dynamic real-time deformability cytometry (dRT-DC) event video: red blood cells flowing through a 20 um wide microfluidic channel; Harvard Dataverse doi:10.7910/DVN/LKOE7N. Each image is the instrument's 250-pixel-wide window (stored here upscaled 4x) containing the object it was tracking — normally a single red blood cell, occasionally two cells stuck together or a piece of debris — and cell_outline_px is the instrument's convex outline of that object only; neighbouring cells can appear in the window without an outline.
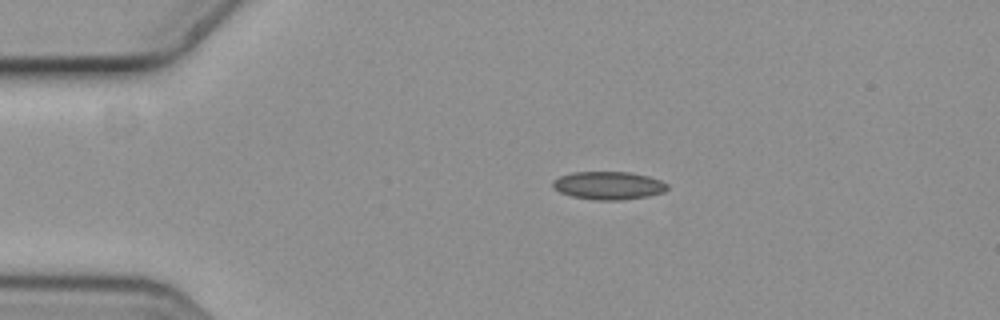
{"species": "common noctule bat (a hibernating species)", "species_latin": "Nyctalus noctula", "temperature_condition": "cold", "stored_images_in_passage": 5, "camera_frame_rate_fps": 3000, "um_per_image_px": 0.085, "animal": {"sex": "female", "body_mass_g": 19.3, "forearm_length_mm": 54.1}, "frame": {"image": 1, "passage_image": 2, "time_ms": 0.333, "image_size_px": [1000, 320], "cell_outline_px": [[668, 188], [664, 192], [648, 196], [620, 200], [596, 200], [572, 196], [560, 192], [552, 188], [552, 180], [560, 176], [572, 172], [628, 172], [648, 176], [660, 180], [668, 184]], "centroid_in_image_um": [51.7, 15.76], "position_along_channel_um": 33.3, "area_um2": 18.73}}
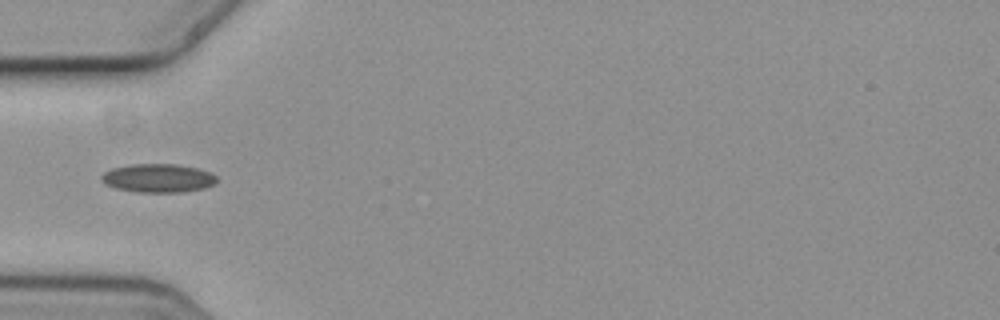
{"frame": {"image": 2, "passage_image": 4, "time_ms": 1.0, "image_size_px": [1000, 320], "cell_outline_px": [[216, 184], [204, 188], [180, 192], [136, 192], [116, 188], [104, 184], [100, 180], [100, 176], [104, 172], [112, 168], [132, 164], [176, 164], [196, 168], [208, 172], [216, 176]], "centroid_in_image_um": [13.4, 15.14], "position_along_channel_um": 71.6, "area_um2": 19.19}}
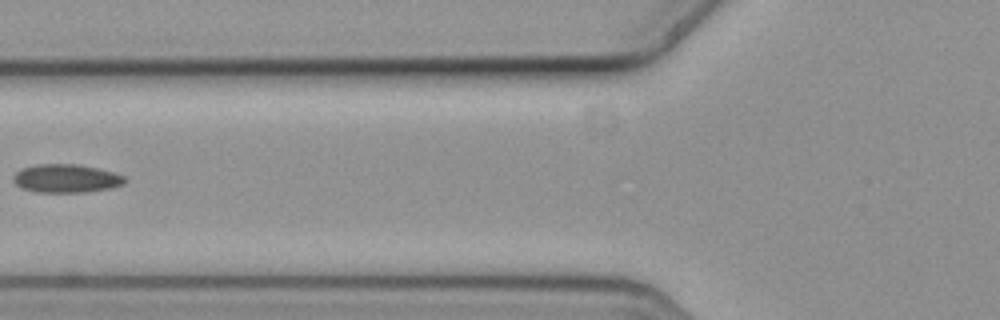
{"frame": {"image": 3, "passage_image": 5, "time_ms": 1.333, "image_size_px": [1000, 320], "cell_outline_px": [[128, 180], [124, 184], [112, 188], [84, 192], [36, 192], [20, 188], [12, 180], [12, 176], [20, 168], [36, 164], [76, 164], [96, 168], [112, 172], [124, 176]], "centroid_in_image_um": [5.59, 15.17], "position_along_channel_um": 120.2, "area_um2": 18.61}}